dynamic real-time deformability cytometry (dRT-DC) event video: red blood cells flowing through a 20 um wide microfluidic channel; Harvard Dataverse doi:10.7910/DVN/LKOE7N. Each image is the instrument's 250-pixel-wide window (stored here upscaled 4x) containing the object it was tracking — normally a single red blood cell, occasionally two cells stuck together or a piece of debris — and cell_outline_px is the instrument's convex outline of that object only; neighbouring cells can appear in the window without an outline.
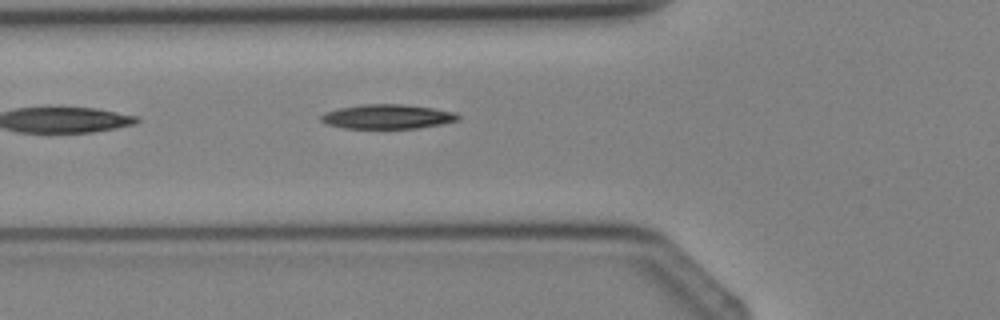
{"species": "Egyptian fruit bat (a non-hibernating species)", "species_latin": "Rousettus aegyptiacus", "temperature_condition": "cold", "stored_images_in_passage": 6, "camera_frame_rate_fps": 3000, "um_per_image_px": 0.085, "animal": {"sex": "female"}, "frame": {"image": 1, "passage_image": 6, "time_ms": 5.667, "image_size_px": [1000, 320], "cell_outline_px": [[460, 120], [440, 124], [416, 128], [344, 128], [324, 124], [320, 120], [320, 116], [324, 112], [336, 108], [360, 104], [404, 104], [432, 108], [456, 112], [460, 116]], "centroid_in_image_um": [32.88, 9.9], "position_along_channel_um": 92.9, "area_um2": 19.71}}